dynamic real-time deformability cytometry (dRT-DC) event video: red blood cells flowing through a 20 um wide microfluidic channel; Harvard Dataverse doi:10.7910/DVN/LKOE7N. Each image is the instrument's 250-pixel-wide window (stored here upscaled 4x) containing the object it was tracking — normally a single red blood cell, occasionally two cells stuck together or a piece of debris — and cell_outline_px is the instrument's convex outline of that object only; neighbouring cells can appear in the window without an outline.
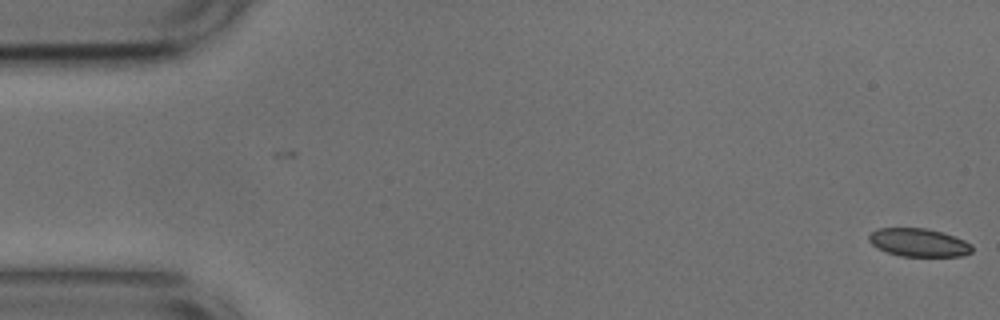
{"species": "common noctule bat (a hibernating species)", "species_latin": "Nyctalus noctula", "temperature_condition": "cold", "stored_images_in_passage": 54, "camera_frame_rate_fps": 3000, "um_per_image_px": 0.085, "animal": {"sex": "male", "body_mass_g": 17.9, "forearm_length_mm": 54.2}, "frame": {"image": 1, "passage_image": 1, "time_ms": 0.0, "image_size_px": [1000, 320], "cell_outline_px": [[972, 252], [964, 256], [900, 256], [876, 248], [868, 240], [868, 236], [876, 228], [928, 228], [944, 232], [964, 240], [972, 244]], "centroid_in_image_um": [78.1, 20.61], "position_along_channel_um": 6.9, "area_um2": 17.11}}
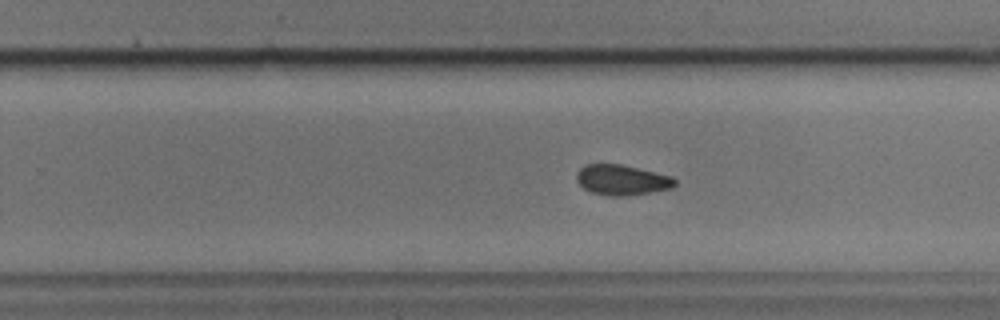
{"frame": {"image": 2, "passage_image": 33, "time_ms": 10.667, "image_size_px": [1000, 320], "cell_outline_px": [[676, 184], [672, 188], [624, 196], [612, 196], [592, 192], [584, 188], [576, 180], [576, 172], [584, 164], [620, 164], [672, 176], [676, 180]], "centroid_in_image_um": [52.84, 15.28], "position_along_channel_um": 277.0, "area_um2": 17.22}}
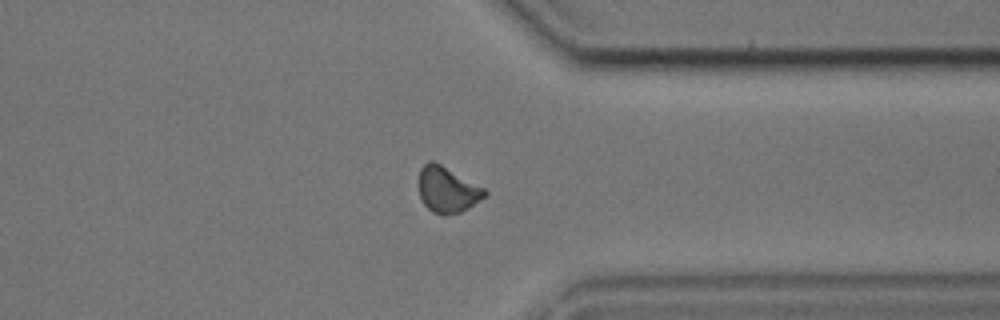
{"frame": {"image": 3, "passage_image": 41, "time_ms": 13.333, "image_size_px": [1000, 320], "cell_outline_px": [[488, 196], [468, 208], [460, 212], [444, 216], [432, 212], [424, 204], [420, 196], [420, 168], [428, 160], [432, 160], [440, 164], [484, 188], [488, 192]], "centroid_in_image_um": [38.05, 16.14], "position_along_channel_um": 373.4, "area_um2": 17.51}, "authors_computed_cell_mechanics": {"area_um2": 17.6001, "velocity_mm_per_s": 3.7605, "shape_relaxation_time_tau1_ms": null, "shape_relaxation_time_tau2_ms": 10.555, "deformation_change_tau1": null, "deformation_change_tau2": 0.1335}}